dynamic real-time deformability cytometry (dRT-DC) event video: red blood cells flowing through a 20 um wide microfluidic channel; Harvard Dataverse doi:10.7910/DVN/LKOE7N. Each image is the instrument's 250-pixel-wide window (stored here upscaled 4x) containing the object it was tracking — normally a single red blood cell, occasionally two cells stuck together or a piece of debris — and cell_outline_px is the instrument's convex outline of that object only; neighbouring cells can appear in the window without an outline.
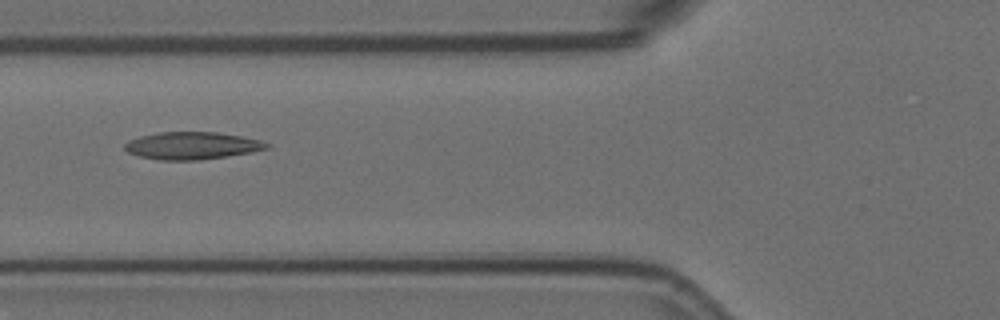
{"species": "Egyptian fruit bat (a non-hibernating species)", "species_latin": "Rousettus aegyptiacus", "temperature_condition": "room temperature", "stored_images_in_passage": 8, "camera_frame_rate_fps": 3000, "um_per_image_px": 0.085, "animal": {"sex": "female"}, "frame": {"image": 1, "passage_image": 4, "time_ms": 1.0, "image_size_px": [1000, 320], "cell_outline_px": [[268, 148], [248, 152], [200, 160], [156, 160], [140, 156], [128, 152], [124, 148], [124, 144], [128, 140], [140, 136], [160, 132], [216, 132], [244, 136], [260, 140], [268, 144]], "centroid_in_image_um": [16.27, 12.37], "position_along_channel_um": 109.5, "area_um2": 22.48}}
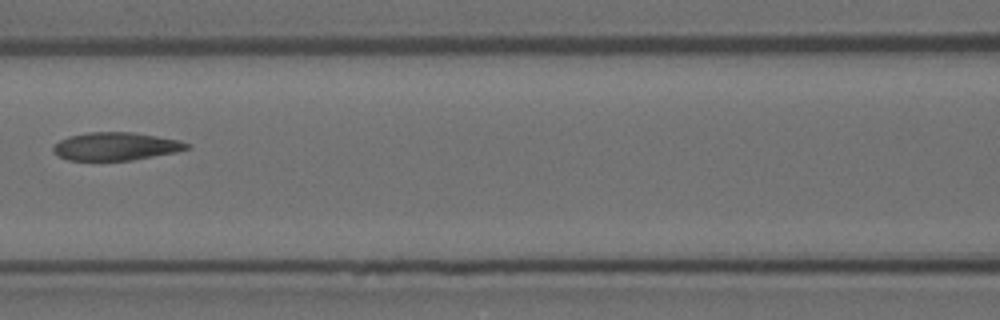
{"frame": {"image": 2, "passage_image": 5, "time_ms": 1.333, "image_size_px": [1000, 320], "cell_outline_px": [[192, 148], [176, 152], [132, 160], [68, 160], [60, 156], [52, 148], [60, 140], [68, 136], [88, 132], [132, 132], [180, 140], [192, 144]], "centroid_in_image_um": [9.91, 12.43], "position_along_channel_um": 156.7, "area_um2": 21.73}}
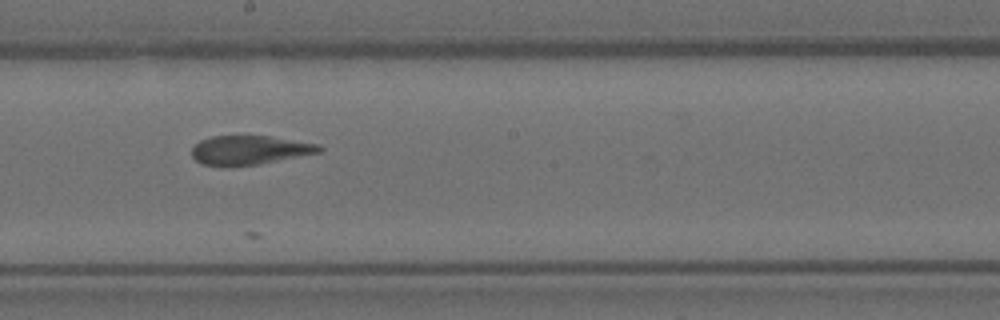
{"frame": {"image": 3, "passage_image": 7, "time_ms": 2.0, "image_size_px": [1000, 320], "cell_outline_px": [[324, 148], [320, 152], [260, 164], [200, 164], [192, 156], [192, 148], [200, 140], [212, 136], [268, 136], [320, 144]], "centroid_in_image_um": [21.25, 12.73], "position_along_channel_um": 226.9, "area_um2": 21.04}}